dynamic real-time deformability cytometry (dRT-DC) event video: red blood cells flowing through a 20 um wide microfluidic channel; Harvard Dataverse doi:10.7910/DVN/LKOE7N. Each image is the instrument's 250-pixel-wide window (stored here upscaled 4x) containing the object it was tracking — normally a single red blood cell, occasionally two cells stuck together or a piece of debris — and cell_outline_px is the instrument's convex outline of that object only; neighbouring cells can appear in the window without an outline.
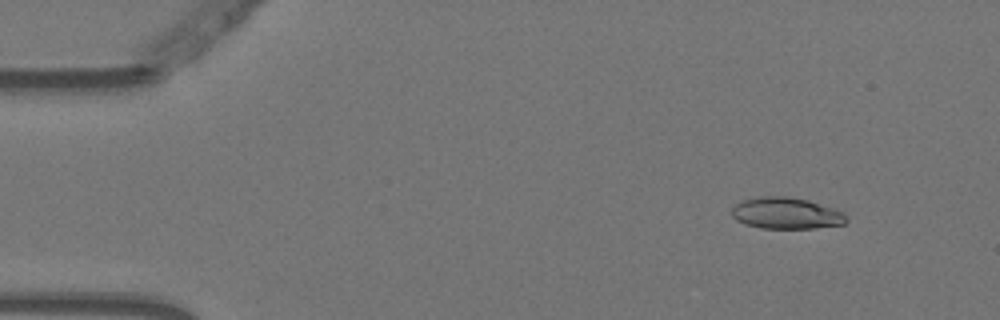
{"species": "Egyptian fruit bat (a non-hibernating species)", "species_latin": "Rousettus aegyptiacus", "temperature_condition": "warm", "stored_images_in_passage": 4, "camera_frame_rate_fps": 3000, "um_per_image_px": 0.085, "animal": {"sex": "female"}, "frame": {"image": 1, "passage_image": 2, "time_ms": 0.333, "image_size_px": [1000, 320], "cell_outline_px": [[848, 220], [844, 224], [816, 228], [760, 228], [744, 224], [736, 220], [732, 216], [732, 208], [736, 204], [744, 200], [760, 196], [788, 196], [808, 200], [844, 212]], "centroid_in_image_um": [66.83, 18.13], "position_along_channel_um": 18.2, "area_um2": 21.04}}